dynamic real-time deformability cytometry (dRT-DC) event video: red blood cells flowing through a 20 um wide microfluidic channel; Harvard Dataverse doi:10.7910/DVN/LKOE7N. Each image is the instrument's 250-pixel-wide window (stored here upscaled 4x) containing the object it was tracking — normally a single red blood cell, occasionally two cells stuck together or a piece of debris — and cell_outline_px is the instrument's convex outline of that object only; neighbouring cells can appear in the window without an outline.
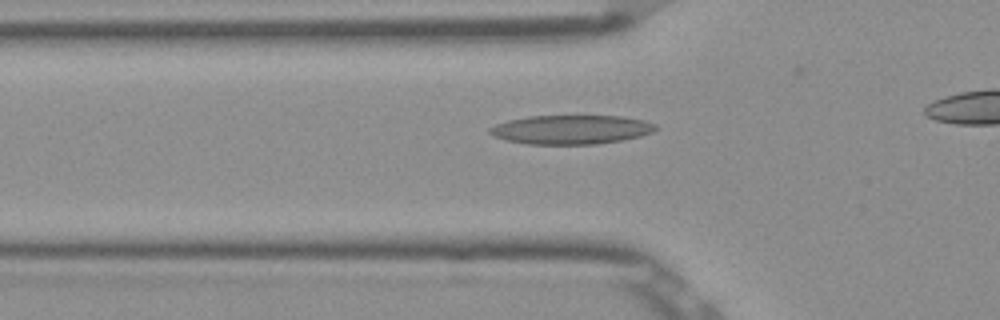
{"species": "Egyptian fruit bat (a non-hibernating species)", "species_latin": "Rousettus aegyptiacus", "temperature_condition": "room temperature", "stored_images_in_passage": 38, "camera_frame_rate_fps": 3000, "um_per_image_px": 0.085, "frame": {"image": 1, "passage_image": 13, "time_ms": 4.0, "image_size_px": [1000, 320], "cell_outline_px": [[660, 128], [652, 132], [640, 136], [624, 140], [596, 144], [528, 144], [508, 140], [492, 136], [488, 132], [488, 128], [496, 124], [508, 120], [528, 116], [620, 116], [644, 120], [656, 124]], "centroid_in_image_um": [48.56, 11.01], "position_along_channel_um": 77.2, "area_um2": 28.21}}
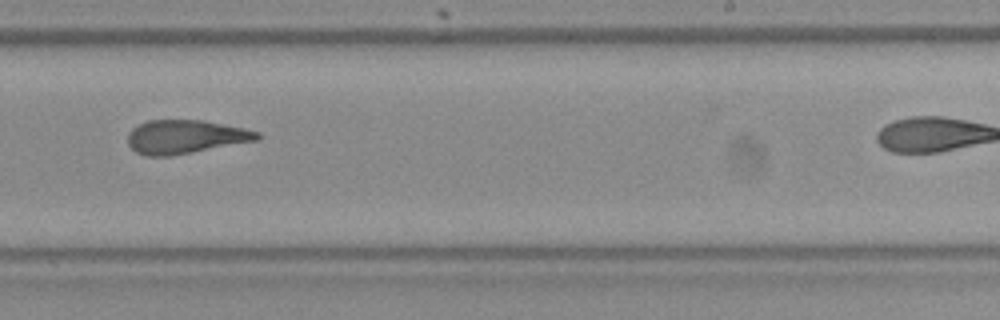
{"frame": {"image": 2, "passage_image": 28, "time_ms": 9.0, "image_size_px": [1000, 320], "cell_outline_px": [[260, 140], [172, 156], [148, 156], [136, 152], [128, 144], [128, 132], [132, 128], [148, 120], [204, 120], [244, 128], [260, 132]], "centroid_in_image_um": [15.78, 11.63], "position_along_channel_um": 273.2, "area_um2": 25.55}}
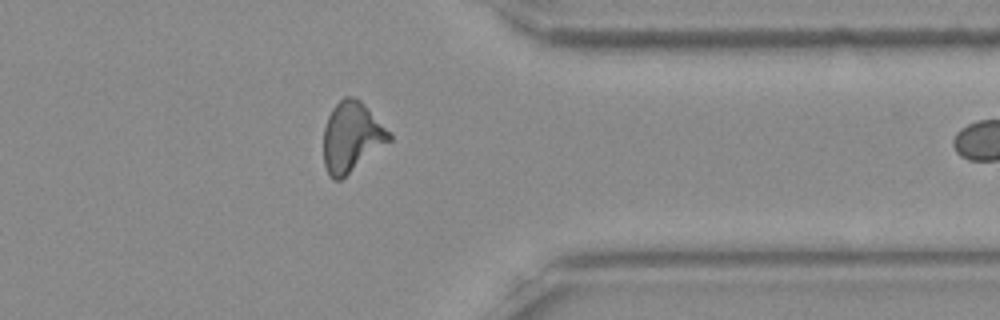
{"frame": {"image": 3, "passage_image": 37, "time_ms": 12.0, "image_size_px": [1000, 320], "cell_outline_px": [[392, 140], [340, 180], [332, 180], [328, 176], [324, 164], [324, 128], [328, 116], [332, 108], [344, 96], [356, 96], [364, 104], [392, 136]], "centroid_in_image_um": [29.86, 11.65], "position_along_channel_um": 381.5, "area_um2": 26.59}}